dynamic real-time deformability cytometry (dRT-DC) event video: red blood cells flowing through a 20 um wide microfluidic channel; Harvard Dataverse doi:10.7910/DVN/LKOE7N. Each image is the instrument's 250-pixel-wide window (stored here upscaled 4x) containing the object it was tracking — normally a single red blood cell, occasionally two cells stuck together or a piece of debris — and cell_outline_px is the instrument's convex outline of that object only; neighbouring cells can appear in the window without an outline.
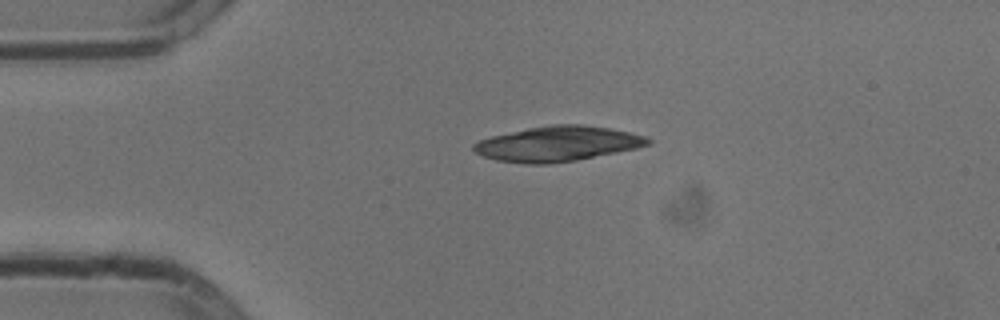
{"species": "common noctule bat (a hibernating species)", "species_latin": "Nyctalus noctula", "temperature_condition": "cold", "stored_images_in_passage": 42, "camera_frame_rate_fps": 3000, "um_per_image_px": 0.085, "animal": {"sex": "male", "body_mass_g": 13.3}, "frame": {"image": 1, "passage_image": 1, "time_ms": 0.0, "image_size_px": [1000, 320], "cell_outline_px": [[652, 144], [636, 148], [576, 160], [548, 164], [528, 164], [496, 160], [484, 156], [476, 152], [472, 148], [472, 144], [480, 140], [492, 136], [528, 128], [552, 124], [580, 124], [608, 128], [628, 132], [644, 136], [652, 140]], "centroid_in_image_um": [47.39, 12.22], "position_along_channel_um": 37.6, "area_um2": 35.32}}